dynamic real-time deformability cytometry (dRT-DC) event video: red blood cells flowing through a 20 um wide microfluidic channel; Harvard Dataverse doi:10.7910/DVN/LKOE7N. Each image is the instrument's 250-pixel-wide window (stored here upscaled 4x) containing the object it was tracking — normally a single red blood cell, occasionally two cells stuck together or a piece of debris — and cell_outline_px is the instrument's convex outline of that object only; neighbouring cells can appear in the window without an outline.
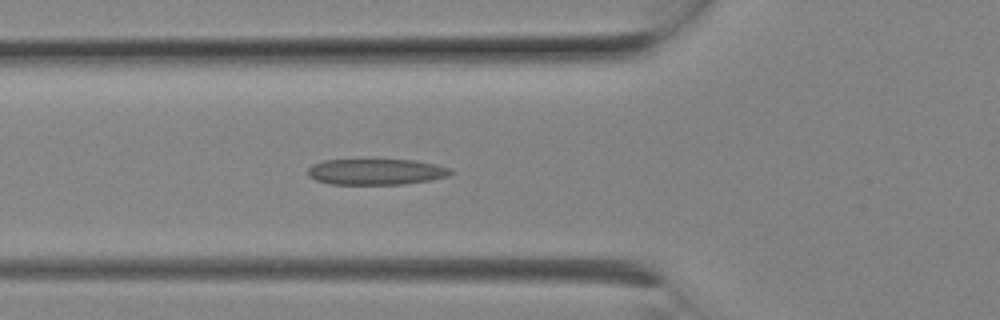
{"species": "Egyptian fruit bat (a non-hibernating species)", "species_latin": "Rousettus aegyptiacus", "temperature_condition": "room temperature", "stored_images_in_passage": 6, "camera_frame_rate_fps": 3000, "um_per_image_px": 0.085, "animal": {"sex": "female"}, "frame": {"image": 1, "passage_image": 6, "time_ms": 1.667, "image_size_px": [1000, 320], "cell_outline_px": [[456, 172], [448, 176], [432, 180], [404, 184], [328, 184], [316, 180], [308, 176], [308, 168], [312, 164], [324, 160], [416, 160], [452, 168]], "centroid_in_image_um": [32.0, 14.6], "position_along_channel_um": 93.8, "area_um2": 21.79}}